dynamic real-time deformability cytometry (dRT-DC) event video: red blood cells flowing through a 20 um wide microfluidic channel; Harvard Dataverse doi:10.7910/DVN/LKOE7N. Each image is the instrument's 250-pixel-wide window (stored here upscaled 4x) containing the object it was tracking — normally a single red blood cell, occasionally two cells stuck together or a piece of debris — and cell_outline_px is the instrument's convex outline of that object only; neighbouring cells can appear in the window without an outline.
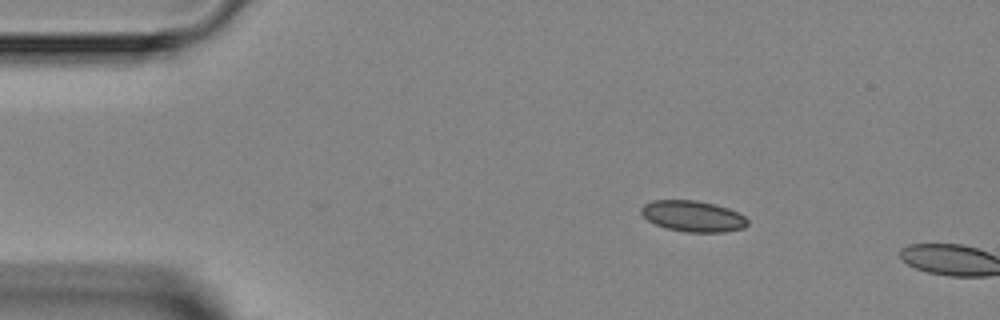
{"species": "Egyptian fruit bat (a non-hibernating species)", "species_latin": "Rousettus aegyptiacus", "temperature_condition": "room temperature", "stored_images_in_passage": 3, "camera_frame_rate_fps": 3000, "um_per_image_px": 0.085, "animal": {"sex": "female"}, "frame": {"image": 1, "passage_image": 3, "time_ms": 2.333, "image_size_px": [1000, 320], "cell_outline_px": [[748, 224], [744, 228], [724, 232], [688, 232], [668, 228], [656, 224], [648, 220], [640, 212], [640, 208], [644, 204], [652, 200], [696, 200], [716, 204], [728, 208], [744, 216], [748, 220]], "centroid_in_image_um": [58.9, 18.36], "position_along_channel_um": 26.1, "area_um2": 19.19}}